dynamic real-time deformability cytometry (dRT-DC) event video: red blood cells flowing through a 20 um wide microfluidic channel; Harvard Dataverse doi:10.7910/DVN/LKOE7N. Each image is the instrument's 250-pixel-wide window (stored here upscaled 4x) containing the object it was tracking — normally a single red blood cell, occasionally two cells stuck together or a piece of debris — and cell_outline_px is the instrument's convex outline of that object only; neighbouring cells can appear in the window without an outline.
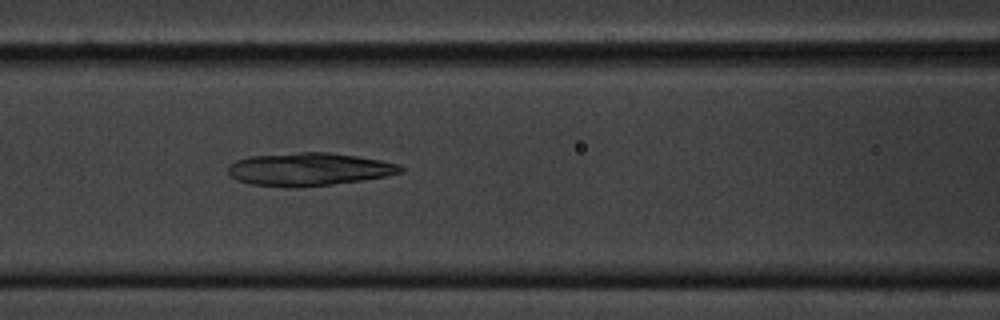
{"species": "common noctule bat (a hibernating species)", "species_latin": "Nyctalus noctula", "temperature_condition": "cold", "stored_images_in_passage": 41, "camera_frame_rate_fps": 3000, "um_per_image_px": 0.085, "animal": {"sex": "male", "body_mass_g": 20.1, "forearm_length_mm": 53.5}, "frame": {"image": 1, "passage_image": 11, "time_ms": 3.333, "image_size_px": [1000, 320], "cell_outline_px": [[404, 172], [384, 176], [360, 180], [332, 184], [248, 184], [236, 180], [228, 172], [228, 164], [236, 160], [248, 156], [300, 152], [328, 152], [356, 156], [380, 160], [400, 164], [404, 168]], "centroid_in_image_um": [26.28, 14.33], "position_along_channel_um": 140.3, "area_um2": 32.02}}
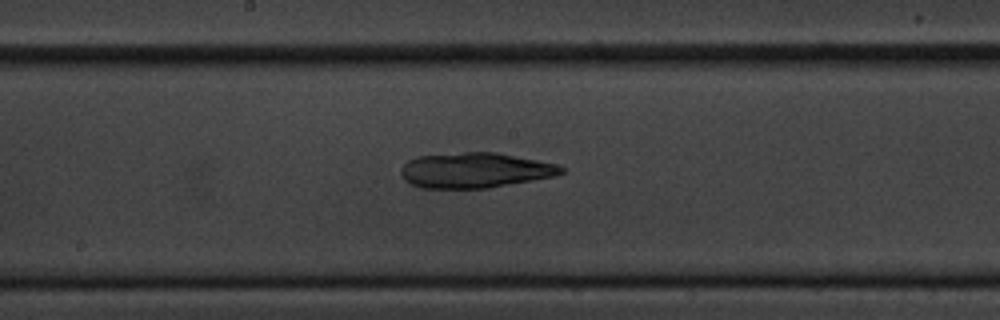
{"frame": {"image": 2, "passage_image": 17, "time_ms": 5.333, "image_size_px": [1000, 320], "cell_outline_px": [[564, 172], [556, 176], [488, 188], [420, 188], [408, 184], [404, 180], [400, 172], [400, 168], [408, 160], [416, 156], [464, 152], [496, 152], [556, 164], [564, 168]], "centroid_in_image_um": [40.32, 14.48], "position_along_channel_um": 207.9, "area_um2": 33.06}}
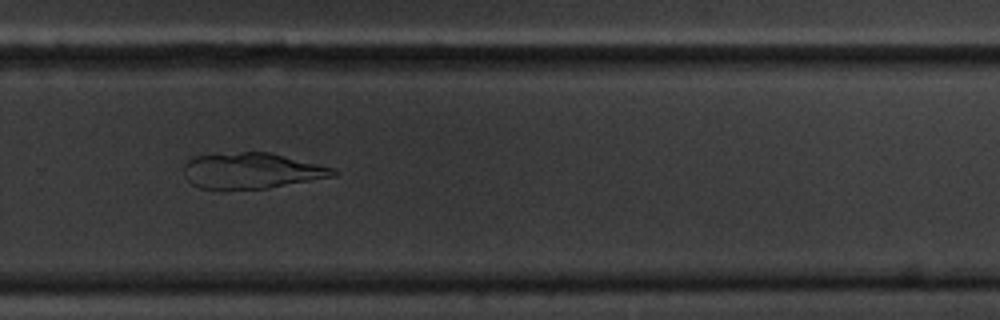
{"frame": {"image": 3, "passage_image": 26, "time_ms": 8.333, "image_size_px": [1000, 320], "cell_outline_px": [[340, 172], [336, 176], [268, 188], [216, 192], [200, 188], [192, 184], [184, 176], [184, 164], [188, 160], [196, 156], [240, 152], [268, 152], [332, 168]], "centroid_in_image_um": [21.33, 14.56], "position_along_channel_um": 308.5, "area_um2": 31.62}}